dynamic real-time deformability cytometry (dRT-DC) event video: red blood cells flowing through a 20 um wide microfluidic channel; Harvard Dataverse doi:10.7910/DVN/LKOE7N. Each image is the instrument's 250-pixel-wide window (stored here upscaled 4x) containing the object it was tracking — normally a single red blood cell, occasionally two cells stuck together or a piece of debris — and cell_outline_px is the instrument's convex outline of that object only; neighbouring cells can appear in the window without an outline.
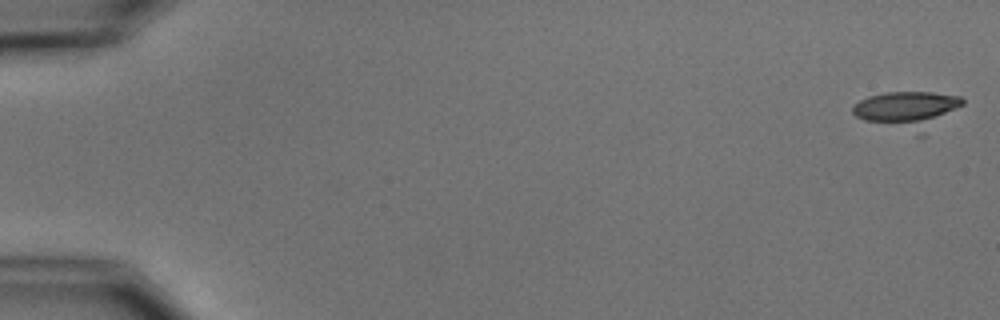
{"species": "common noctule bat (a hibernating species)", "species_latin": "Nyctalus noctula", "temperature_condition": "cold", "stored_images_in_passage": 7, "camera_frame_rate_fps": 3000, "um_per_image_px": 0.085, "animal": {"sex": "male", "body_mass_g": 15.6}, "frame": {"image": 1, "passage_image": 1, "time_ms": 0.0, "image_size_px": [1000, 320], "cell_outline_px": [[964, 104], [924, 136], [916, 136], [864, 120], [856, 116], [852, 112], [852, 108], [860, 100], [868, 96], [884, 92], [932, 92], [960, 96], [964, 100]], "centroid_in_image_um": [77.18, 9.38], "position_along_channel_um": 7.8, "area_um2": 24.45}}
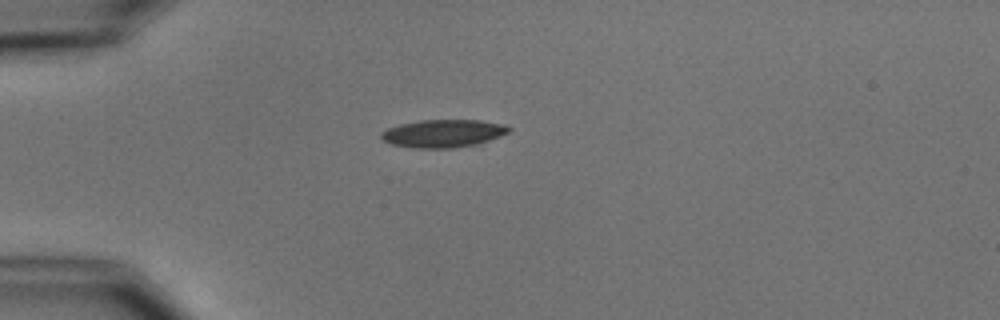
{"frame": {"image": 2, "passage_image": 5, "time_ms": 4.667, "image_size_px": [1000, 320], "cell_outline_px": [[512, 128], [508, 132], [500, 136], [476, 144], [452, 148], [412, 148], [392, 144], [384, 140], [380, 136], [380, 132], [388, 128], [400, 124], [420, 120], [480, 120], [504, 124]], "centroid_in_image_um": [37.66, 11.33], "position_along_channel_um": 47.3, "area_um2": 20.63}}